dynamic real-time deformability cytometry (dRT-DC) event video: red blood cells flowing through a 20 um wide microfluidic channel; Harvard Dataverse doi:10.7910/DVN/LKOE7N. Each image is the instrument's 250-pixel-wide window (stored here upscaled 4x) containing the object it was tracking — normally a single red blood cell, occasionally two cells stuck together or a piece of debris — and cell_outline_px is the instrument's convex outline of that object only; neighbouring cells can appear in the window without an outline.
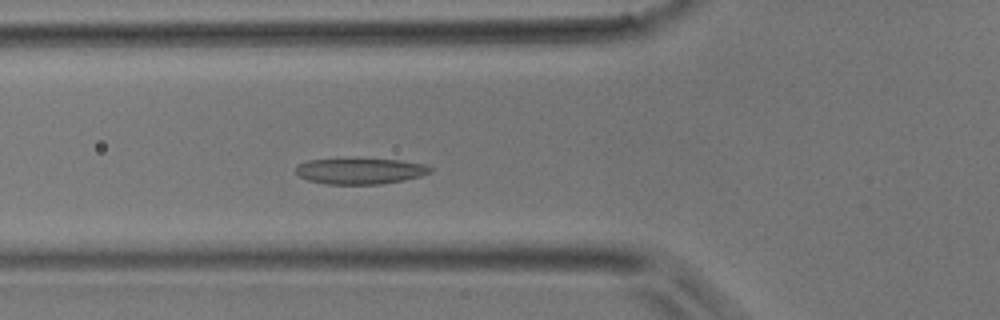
{"species": "common noctule bat (a hibernating species)", "species_latin": "Nyctalus noctula", "temperature_condition": "room temperature", "stored_images_in_passage": 42, "camera_frame_rate_fps": 3000, "um_per_image_px": 0.085, "animal": {"sex": "male", "body_mass_g": 17.9}, "frame": {"image": 1, "passage_image": 13, "time_ms": 4.0, "image_size_px": [1000, 320], "cell_outline_px": [[432, 172], [420, 176], [404, 180], [380, 184], [324, 184], [308, 180], [300, 176], [296, 172], [296, 164], [308, 160], [400, 160], [424, 164], [432, 168]], "centroid_in_image_um": [30.61, 14.56], "position_along_channel_um": 95.2, "area_um2": 19.94}}
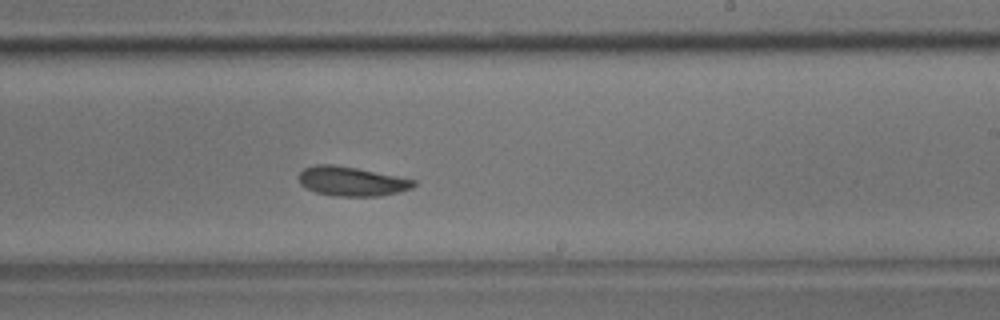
{"frame": {"image": 2, "passage_image": 24, "time_ms": 7.667, "image_size_px": [1000, 320], "cell_outline_px": [[416, 184], [412, 188], [400, 192], [380, 196], [336, 196], [316, 192], [300, 184], [300, 172], [304, 168], [316, 164], [332, 164], [356, 168], [416, 180]], "centroid_in_image_um": [29.91, 15.41], "position_along_channel_um": 259.1, "area_um2": 19.48}}
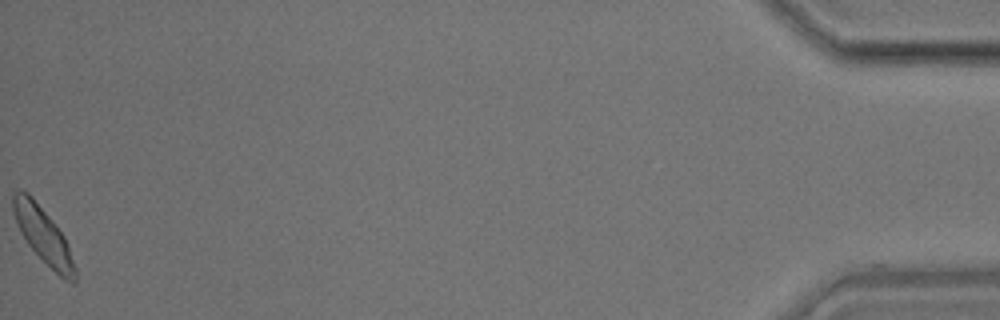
{"frame": {"image": 3, "passage_image": 42, "time_ms": 13.667, "image_size_px": [1000, 320], "cell_outline_px": [[76, 280], [72, 284], [64, 280], [28, 244], [20, 232], [12, 208], [12, 192], [28, 192], [32, 196], [56, 224], [64, 236], [68, 244], [76, 268]], "centroid_in_image_um": [3.7, 20.0], "position_along_channel_um": 431.5, "area_um2": 19.83}}